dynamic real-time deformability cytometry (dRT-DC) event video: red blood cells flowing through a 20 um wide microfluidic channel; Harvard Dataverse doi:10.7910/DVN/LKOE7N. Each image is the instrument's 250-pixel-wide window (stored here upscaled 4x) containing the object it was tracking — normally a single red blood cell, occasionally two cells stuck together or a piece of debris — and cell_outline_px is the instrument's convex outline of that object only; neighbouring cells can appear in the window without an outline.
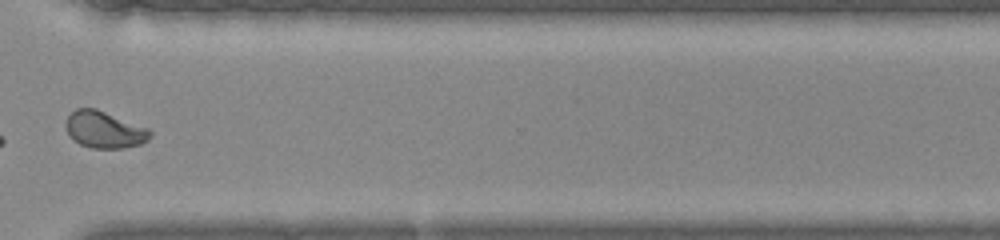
{"species": "common noctule bat (a hibernating species)", "species_latin": "Nyctalus noctula", "temperature_condition": "warm", "stored_images_in_passage": 31, "camera_frame_rate_fps": 3000, "um_per_image_px": 0.085, "animal": {"sex": "female", "body_mass_g": 22.0, "forearm_length_mm": 56.7}, "frame": {"image": 1, "passage_image": 22, "time_ms": 7.0, "image_size_px": [1000, 240], "cell_outline_px": [[152, 136], [148, 140], [140, 144], [124, 148], [92, 148], [80, 144], [72, 140], [68, 136], [64, 124], [68, 116], [76, 108], [96, 108], [148, 128], [152, 132]], "centroid_in_image_um": [8.85, 11.02], "position_along_channel_um": 361.8, "area_um2": 18.26}}